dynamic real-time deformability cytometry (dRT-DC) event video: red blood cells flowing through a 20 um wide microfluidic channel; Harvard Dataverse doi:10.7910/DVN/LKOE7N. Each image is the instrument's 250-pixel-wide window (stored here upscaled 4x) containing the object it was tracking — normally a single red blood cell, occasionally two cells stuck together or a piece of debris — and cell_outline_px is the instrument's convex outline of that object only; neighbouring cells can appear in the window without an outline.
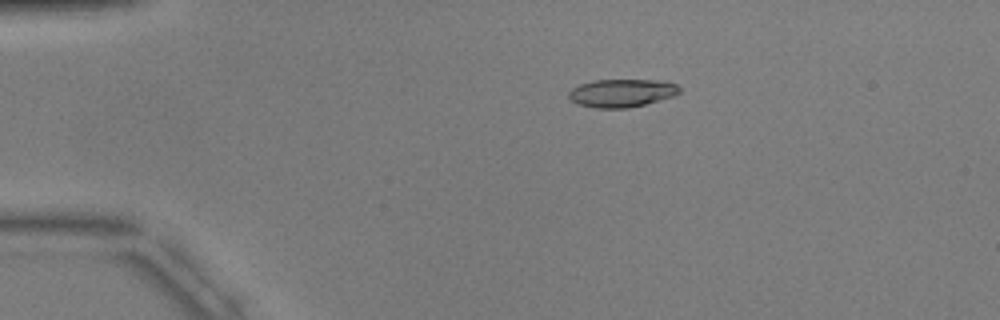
{"species": "common noctule bat (a hibernating species)", "species_latin": "Nyctalus noctula", "temperature_condition": "warm", "stored_images_in_passage": 3, "camera_frame_rate_fps": 3000, "um_per_image_px": 0.085, "animal": {"sex": "male", "body_mass_g": 17.9, "forearm_length_mm": 54.2}, "frame": {"image": 1, "passage_image": 2, "time_ms": 1.333, "image_size_px": [1000, 320], "cell_outline_px": [[680, 92], [676, 96], [628, 108], [596, 108], [580, 104], [572, 100], [568, 96], [568, 92], [572, 88], [580, 84], [592, 80], [664, 80], [676, 84], [680, 88]], "centroid_in_image_um": [52.88, 7.9], "position_along_channel_um": 32.1, "area_um2": 18.15}}